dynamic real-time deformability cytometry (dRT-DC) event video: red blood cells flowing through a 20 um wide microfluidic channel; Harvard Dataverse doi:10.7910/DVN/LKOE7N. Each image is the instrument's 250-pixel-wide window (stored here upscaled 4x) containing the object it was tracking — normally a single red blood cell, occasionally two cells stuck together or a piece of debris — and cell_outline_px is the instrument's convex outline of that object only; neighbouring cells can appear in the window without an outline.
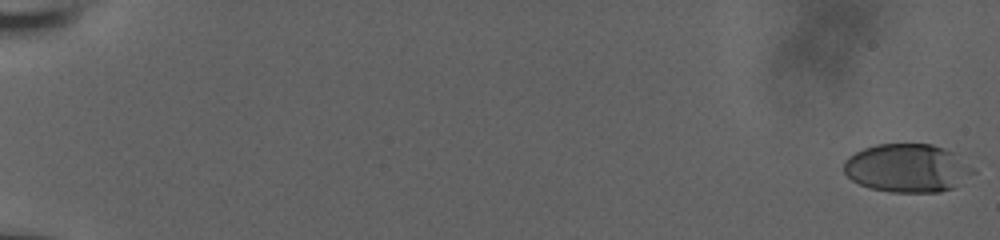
{"species": "human", "species_latin": "Homo sapiens", "temperature_condition": "room temperature", "stored_images_in_passage": 14, "camera_frame_rate_fps": 3000, "um_per_image_px": 0.085, "donor": {"sex": "male"}, "frame": {"image": 1, "passage_image": 1, "time_ms": 0.0, "image_size_px": [1000, 240], "cell_outline_px": [[952, 188], [940, 192], [888, 192], [868, 188], [852, 180], [844, 172], [844, 160], [848, 156], [864, 148], [876, 144], [932, 144], [944, 148], [952, 152]], "centroid_in_image_um": [76.64, 14.27], "position_along_channel_um": 8.4, "area_um2": 33.12}}
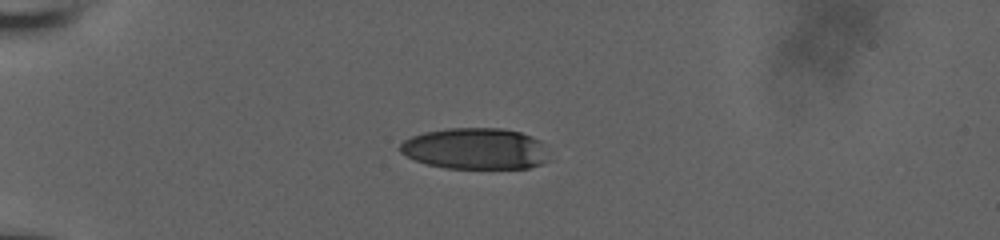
{"frame": {"image": 2, "passage_image": 10, "time_ms": 3.0, "image_size_px": [1000, 240], "cell_outline_px": [[548, 160], [540, 164], [528, 168], [444, 168], [428, 164], [416, 160], [400, 152], [400, 144], [404, 140], [412, 136], [424, 132], [448, 128], [500, 128], [520, 132], [532, 136], [540, 140]], "centroid_in_image_um": [40.39, 12.63], "position_along_channel_um": 44.6, "area_um2": 35.6}}
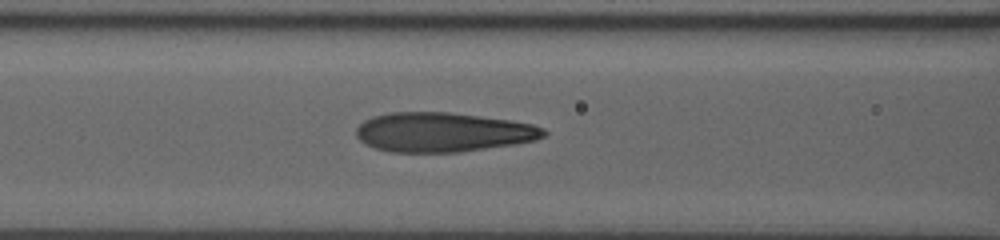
{"frame": {"image": 3, "passage_image": 14, "time_ms": 4.333, "image_size_px": [1000, 240], "cell_outline_px": [[548, 132], [544, 136], [536, 140], [512, 144], [460, 152], [388, 152], [364, 144], [356, 136], [356, 128], [364, 120], [372, 116], [388, 112], [452, 112], [512, 120], [532, 124], [544, 128]], "centroid_in_image_um": [37.62, 11.23], "position_along_channel_um": 129.0, "area_um2": 43.35}}